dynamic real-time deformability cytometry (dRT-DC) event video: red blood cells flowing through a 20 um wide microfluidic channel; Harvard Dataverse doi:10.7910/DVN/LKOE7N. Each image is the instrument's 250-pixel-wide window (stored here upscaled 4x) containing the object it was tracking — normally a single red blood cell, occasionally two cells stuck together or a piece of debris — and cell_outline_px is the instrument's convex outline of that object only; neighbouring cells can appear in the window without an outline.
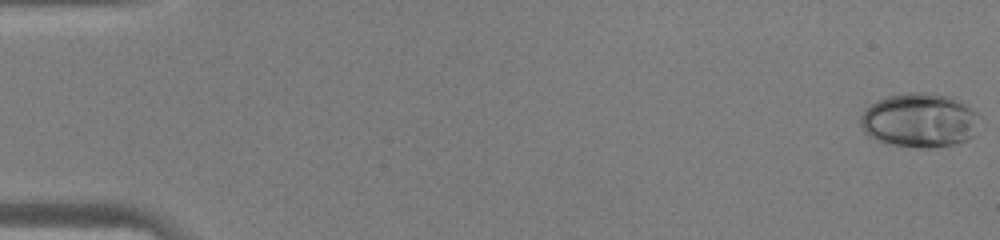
{"species": "human", "species_latin": "Homo sapiens", "temperature_condition": "warm", "stored_images_in_passage": 46, "camera_frame_rate_fps": 3000, "um_per_image_px": 0.085, "donor": {"sex": "male"}, "frame": {"image": 1, "passage_image": 1, "time_ms": 0.0, "image_size_px": [1000, 240], "cell_outline_px": [[980, 116], [972, 136], [956, 144], [932, 148], [916, 148], [892, 144], [876, 140], [868, 136], [864, 132], [860, 124], [860, 116], [872, 104], [888, 96], [908, 92], [932, 92], [948, 96], [960, 100], [972, 108]], "centroid_in_image_um": [78.17, 10.22], "position_along_channel_um": 6.8, "area_um2": 37.69}}
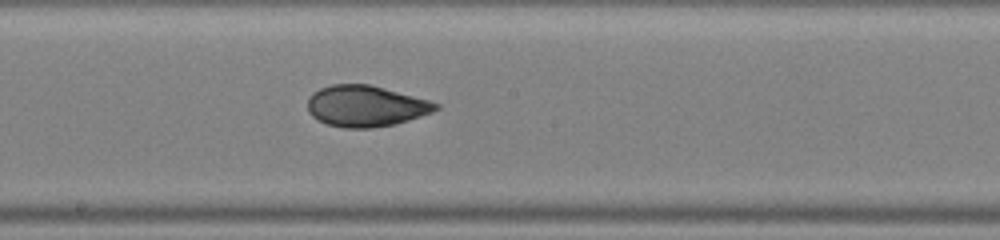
{"frame": {"image": 2, "passage_image": 26, "time_ms": 8.333, "image_size_px": [1000, 240], "cell_outline_px": [[440, 108], [432, 112], [396, 124], [372, 128], [344, 128], [328, 124], [312, 116], [308, 112], [308, 96], [312, 92], [320, 88], [332, 84], [368, 84], [428, 100], [440, 104]], "centroid_in_image_um": [31.06, 9.02], "position_along_channel_um": 217.1, "area_um2": 30.58}}
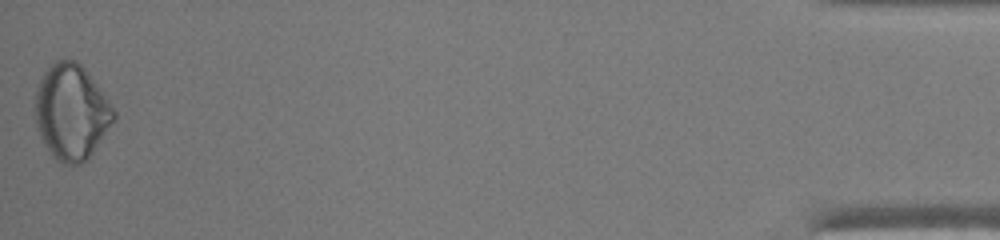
{"frame": {"image": 3, "passage_image": 46, "time_ms": 15.0, "image_size_px": [1000, 240], "cell_outline_px": [[116, 120], [92, 152], [80, 164], [60, 164], [52, 156], [40, 136], [36, 128], [36, 88], [44, 72], [52, 60], [76, 60], [84, 68], [96, 84], [116, 112]], "centroid_in_image_um": [6.06, 9.52], "position_along_channel_um": 429.1, "area_um2": 43.41}}